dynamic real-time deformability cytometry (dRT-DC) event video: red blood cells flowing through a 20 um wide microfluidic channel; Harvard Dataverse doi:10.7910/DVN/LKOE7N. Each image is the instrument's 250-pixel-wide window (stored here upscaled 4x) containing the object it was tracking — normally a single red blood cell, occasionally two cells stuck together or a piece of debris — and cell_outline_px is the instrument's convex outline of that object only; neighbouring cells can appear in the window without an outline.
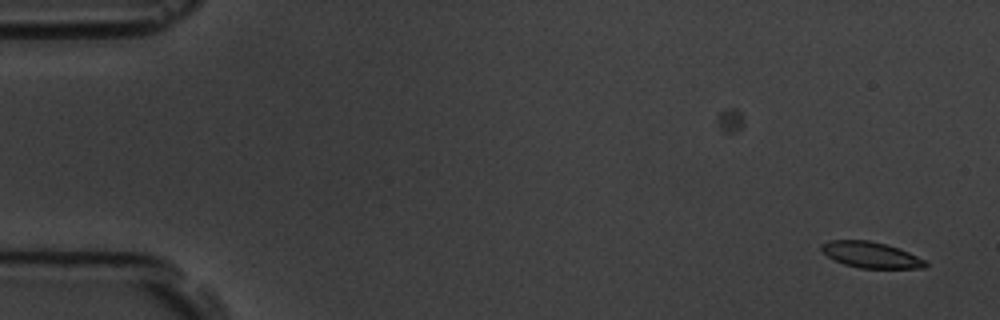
{"species": "common noctule bat (a hibernating species)", "species_latin": "Nyctalus noctula", "temperature_condition": "room temperature", "stored_images_in_passage": 6, "camera_frame_rate_fps": 3000, "um_per_image_px": 0.085, "animal": {"sex": "male", "body_mass_g": 19.5, "forearm_length_mm": 54.6}, "frame": {"image": 1, "passage_image": 2, "time_ms": 2.0, "image_size_px": [1000, 320], "cell_outline_px": [[928, 264], [924, 268], [860, 268], [844, 264], [828, 256], [820, 248], [820, 244], [828, 240], [868, 240], [900, 248], [924, 260]], "centroid_in_image_um": [74.01, 21.65], "position_along_channel_um": 11.0, "area_um2": 15.61}}
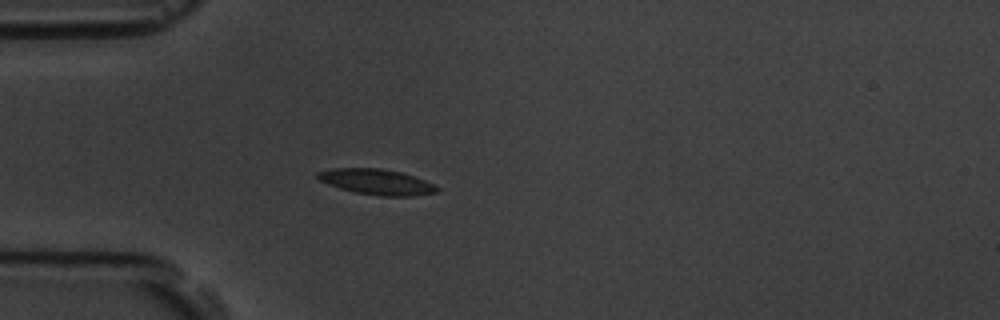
{"frame": {"image": 2, "passage_image": 6, "time_ms": 6.667, "image_size_px": [1000, 320], "cell_outline_px": [[440, 188], [436, 192], [412, 196], [380, 196], [356, 192], [340, 188], [328, 184], [320, 180], [316, 176], [316, 172], [336, 168], [380, 168], [400, 172], [436, 184]], "centroid_in_image_um": [32.03, 15.46], "position_along_channel_um": 53.0, "area_um2": 17.63}}